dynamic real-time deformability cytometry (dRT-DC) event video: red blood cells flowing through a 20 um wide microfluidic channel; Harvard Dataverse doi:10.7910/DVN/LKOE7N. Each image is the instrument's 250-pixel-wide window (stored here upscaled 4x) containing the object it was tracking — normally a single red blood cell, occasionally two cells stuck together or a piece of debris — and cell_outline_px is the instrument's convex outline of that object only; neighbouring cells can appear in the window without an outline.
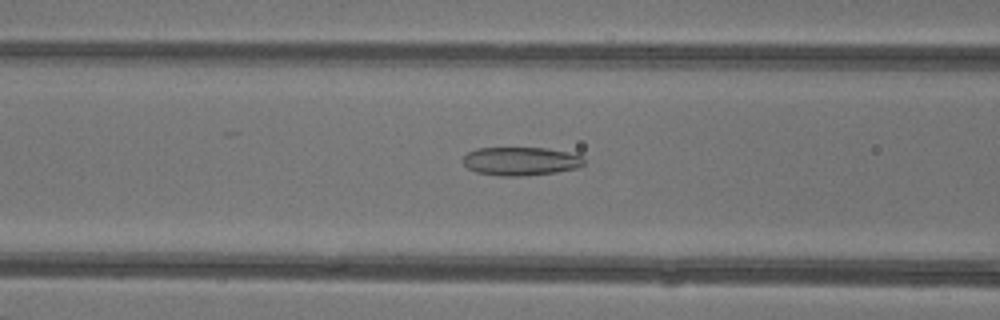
{"species": "common noctule bat (a hibernating species)", "species_latin": "Nyctalus noctula", "temperature_condition": "warm", "stored_images_in_passage": 32, "camera_frame_rate_fps": 3000, "um_per_image_px": 0.085, "animal": {"sex": "female"}, "frame": {"image": 1, "passage_image": 7, "time_ms": 2.0, "image_size_px": [1000, 320], "cell_outline_px": [[584, 164], [576, 168], [556, 172], [520, 176], [500, 176], [476, 172], [468, 168], [464, 164], [464, 156], [468, 152], [476, 148], [548, 148], [568, 152], [580, 156], [584, 160]], "centroid_in_image_um": [44.25, 13.7], "position_along_channel_um": 122.4, "area_um2": 19.94}}
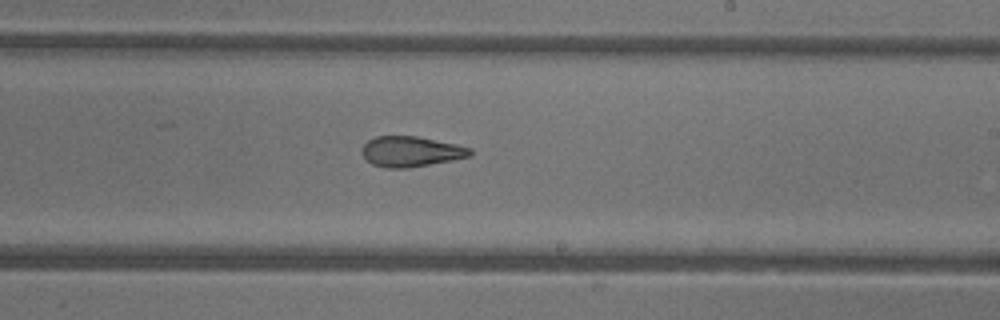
{"frame": {"image": 2, "passage_image": 16, "time_ms": 5.0, "image_size_px": [1000, 320], "cell_outline_px": [[472, 156], [452, 160], [408, 168], [384, 168], [372, 164], [360, 152], [364, 144], [368, 140], [376, 136], [416, 136], [456, 144], [472, 148]], "centroid_in_image_um": [34.93, 12.88], "position_along_channel_um": 254.1, "area_um2": 19.19}}
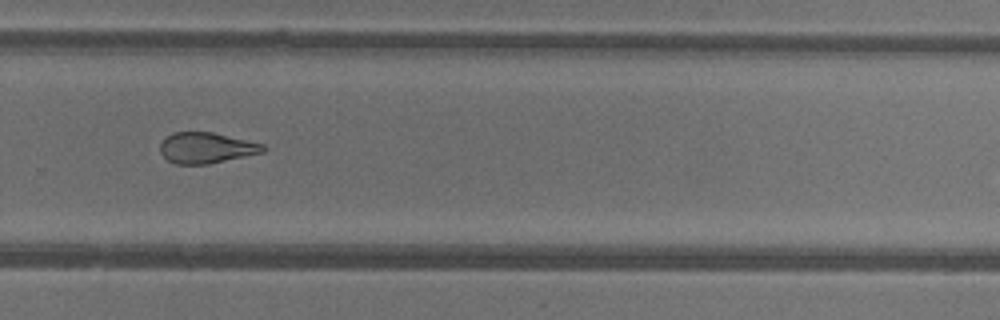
{"frame": {"image": 3, "passage_image": 20, "time_ms": 6.333, "image_size_px": [1000, 320], "cell_outline_px": [[268, 148], [264, 152], [208, 164], [176, 164], [168, 160], [160, 152], [160, 144], [164, 136], [172, 132], [212, 132], [264, 144]], "centroid_in_image_um": [17.52, 12.56], "position_along_channel_um": 312.3, "area_um2": 18.55}, "authors_computed_cell_mechanics": {"area_um2": 19.3052, "velocity_mm_per_s": 4.3923, "shape_relaxation_time_tau1_ms": null, "shape_relaxation_time_tau2_ms": 2.3634, "deformation_change_tau1": null, "deformation_change_tau2": 0.1145}}